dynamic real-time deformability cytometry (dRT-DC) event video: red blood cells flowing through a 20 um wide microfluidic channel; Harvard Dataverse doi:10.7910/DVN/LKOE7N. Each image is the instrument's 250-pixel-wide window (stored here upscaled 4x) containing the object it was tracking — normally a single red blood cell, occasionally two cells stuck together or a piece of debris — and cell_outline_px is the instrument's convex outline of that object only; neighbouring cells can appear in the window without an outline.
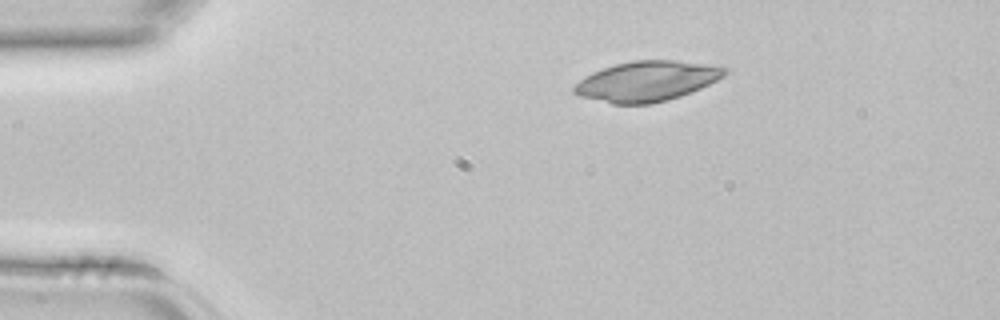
{"species": "common noctule bat (a hibernating species)", "species_latin": "Nyctalus noctula", "temperature_condition": "room temperature", "stored_images_in_passage": 2, "camera_frame_rate_fps": 3000, "um_per_image_px": 0.085, "animal": {"sex": "female", "body_mass_g": 22.7, "forearm_length_mm": 54.2}, "frame": {"image": 1, "passage_image": 1, "time_ms": 0.0, "image_size_px": [1000, 320], "cell_outline_px": [[728, 72], [724, 76], [700, 88], [680, 96], [668, 100], [652, 104], [612, 104], [580, 96], [572, 92], [572, 88], [584, 76], [592, 72], [616, 64], [632, 60], [672, 60], [708, 64], [728, 68]], "centroid_in_image_um": [54.97, 6.9], "position_along_channel_um": 30.0, "area_um2": 35.2}}